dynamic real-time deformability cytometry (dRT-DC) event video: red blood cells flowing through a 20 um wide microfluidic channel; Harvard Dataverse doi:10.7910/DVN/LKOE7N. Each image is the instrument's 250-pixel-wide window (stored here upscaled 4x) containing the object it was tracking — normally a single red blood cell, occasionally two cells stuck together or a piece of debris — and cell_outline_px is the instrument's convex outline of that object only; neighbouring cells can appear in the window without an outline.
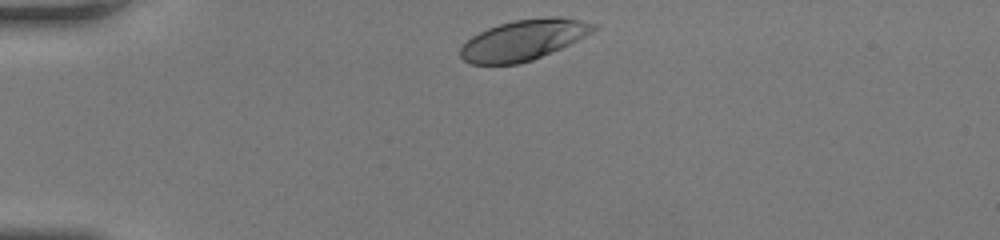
{"species": "human", "species_latin": "Homo sapiens", "temperature_condition": "room temperature", "stored_images_in_passage": 30, "camera_frame_rate_fps": 3000, "um_per_image_px": 0.085, "donor": {"sex": "female"}, "frame": {"image": 1, "passage_image": 1, "time_ms": 0.0, "image_size_px": [1000, 240], "cell_outline_px": [[600, 28], [560, 48], [532, 60], [520, 64], [472, 64], [464, 60], [460, 56], [460, 48], [472, 36], [488, 28], [500, 24], [516, 20], [548, 16], [560, 16], [580, 20], [596, 24]], "centroid_in_image_um": [44.51, 3.39], "position_along_channel_um": 40.5, "area_um2": 31.15}}
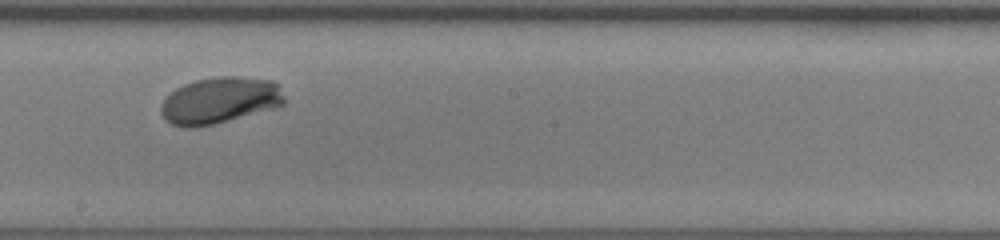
{"frame": {"image": 2, "passage_image": 18, "time_ms": 5.667, "image_size_px": [1000, 240], "cell_outline_px": [[284, 104], [272, 108], [212, 124], [196, 128], [184, 128], [172, 124], [164, 120], [160, 112], [160, 104], [164, 96], [176, 88], [184, 84], [196, 80], [220, 76], [236, 76], [272, 80], [280, 84], [284, 96]], "centroid_in_image_um": [18.63, 8.52], "position_along_channel_um": 229.6, "area_um2": 33.58}}
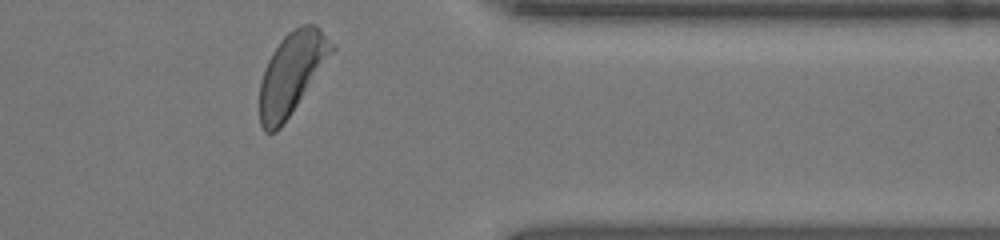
{"frame": {"image": 3, "passage_image": 30, "time_ms": 9.667, "image_size_px": [1000, 240], "cell_outline_px": [[336, 48], [280, 128], [276, 132], [264, 132], [260, 124], [260, 80], [264, 68], [272, 52], [280, 40], [288, 32], [300, 24], [316, 24], [336, 44]], "centroid_in_image_um": [24.8, 6.18], "position_along_channel_um": 386.6, "area_um2": 34.04}, "authors_computed_cell_mechanics": {"area_um2": 32.7148, "velocity_mm_per_s": 4.1547, "shape_relaxation_time_tau1_ms": 2.4798, "shape_relaxation_time_tau2_ms": null, "deformation_change_tau1": 0.16, "deformation_change_tau2": null}}